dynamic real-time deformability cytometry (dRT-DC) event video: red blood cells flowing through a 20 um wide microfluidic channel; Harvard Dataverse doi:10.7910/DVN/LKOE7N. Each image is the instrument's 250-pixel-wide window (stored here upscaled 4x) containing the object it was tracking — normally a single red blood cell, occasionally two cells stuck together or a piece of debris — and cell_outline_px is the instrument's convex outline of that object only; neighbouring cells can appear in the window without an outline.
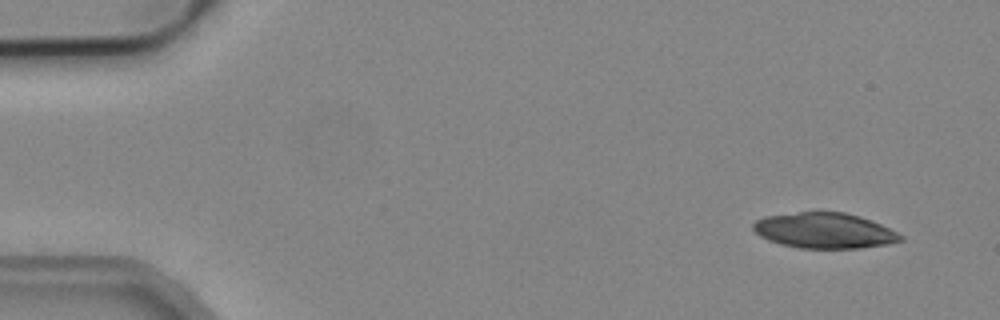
{"species": "common noctule bat (a hibernating species)", "species_latin": "Nyctalus noctula", "temperature_condition": "cold", "stored_images_in_passage": 6, "camera_frame_rate_fps": 3000, "um_per_image_px": 0.085, "animal": {"sex": "male", "body_mass_g": 19.2, "forearm_length_mm": 51.8}, "frame": {"image": 1, "passage_image": 1, "time_ms": 0.0, "image_size_px": [1000, 320], "cell_outline_px": [[904, 240], [888, 244], [860, 248], [800, 248], [780, 244], [768, 240], [760, 236], [752, 228], [752, 224], [756, 220], [764, 216], [800, 212], [844, 212], [860, 216], [880, 224], [904, 236]], "centroid_in_image_um": [70.07, 19.6], "position_along_channel_um": 14.9, "area_um2": 30.46}}
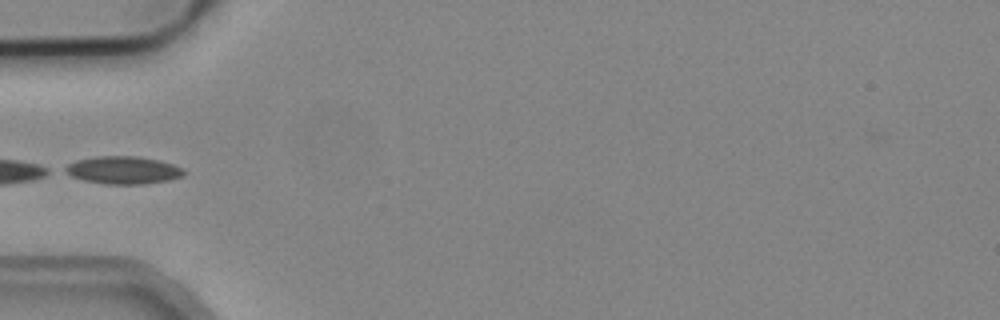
{"frame": {"image": 2, "passage_image": 5, "time_ms": 1.333, "image_size_px": [1000, 320], "cell_outline_px": [[184, 176], [168, 180], [144, 184], [104, 184], [84, 180], [72, 176], [64, 172], [60, 168], [76, 160], [96, 156], [136, 156], [160, 160], [184, 168]], "centroid_in_image_um": [10.44, 14.46], "position_along_channel_um": 74.6, "area_um2": 19.31}}